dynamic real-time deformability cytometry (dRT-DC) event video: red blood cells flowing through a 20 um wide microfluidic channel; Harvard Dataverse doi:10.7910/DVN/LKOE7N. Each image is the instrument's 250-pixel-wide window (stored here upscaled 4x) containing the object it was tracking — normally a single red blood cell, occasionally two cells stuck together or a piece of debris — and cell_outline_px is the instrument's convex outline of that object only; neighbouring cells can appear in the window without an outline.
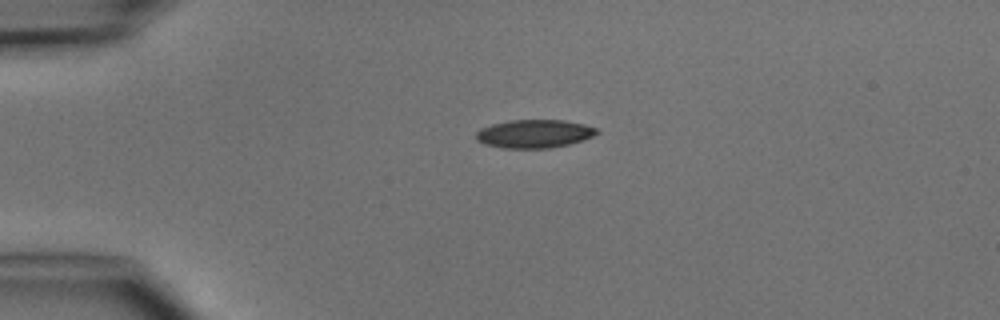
{"species": "common noctule bat (a hibernating species)", "species_latin": "Nyctalus noctula", "temperature_condition": "cold", "stored_images_in_passage": 2, "camera_frame_rate_fps": 3000, "um_per_image_px": 0.085, "animal": {"sex": "male", "body_mass_g": 15.6}, "frame": {"image": 1, "passage_image": 1, "time_ms": 0.0, "image_size_px": [1000, 320], "cell_outline_px": [[600, 132], [584, 140], [552, 148], [500, 148], [484, 144], [476, 140], [476, 132], [480, 128], [492, 124], [512, 120], [564, 120], [584, 124], [596, 128]], "centroid_in_image_um": [45.4, 11.37], "position_along_channel_um": 39.6, "area_um2": 20.0}}